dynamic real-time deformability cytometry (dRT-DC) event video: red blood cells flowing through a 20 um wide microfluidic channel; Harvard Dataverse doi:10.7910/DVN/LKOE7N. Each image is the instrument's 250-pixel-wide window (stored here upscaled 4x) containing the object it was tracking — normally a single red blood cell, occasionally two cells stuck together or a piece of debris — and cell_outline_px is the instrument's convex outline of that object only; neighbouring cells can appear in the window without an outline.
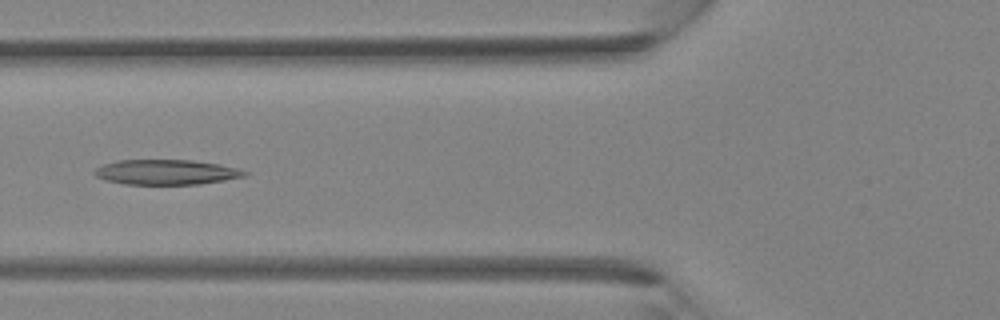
{"species": "Egyptian fruit bat (a non-hibernating species)", "species_latin": "Rousettus aegyptiacus", "temperature_condition": "room temperature", "stored_images_in_passage": 6, "camera_frame_rate_fps": 3000, "um_per_image_px": 0.085, "animal": {"sex": "female"}, "frame": {"image": 1, "passage_image": 6, "time_ms": 6.667, "image_size_px": [1000, 320], "cell_outline_px": [[248, 176], [200, 184], [124, 184], [104, 180], [96, 176], [92, 172], [96, 168], [104, 164], [116, 160], [192, 160], [220, 164], [236, 168], [248, 172]], "centroid_in_image_um": [14.12, 14.63], "position_along_channel_um": 111.7, "area_um2": 21.96}}